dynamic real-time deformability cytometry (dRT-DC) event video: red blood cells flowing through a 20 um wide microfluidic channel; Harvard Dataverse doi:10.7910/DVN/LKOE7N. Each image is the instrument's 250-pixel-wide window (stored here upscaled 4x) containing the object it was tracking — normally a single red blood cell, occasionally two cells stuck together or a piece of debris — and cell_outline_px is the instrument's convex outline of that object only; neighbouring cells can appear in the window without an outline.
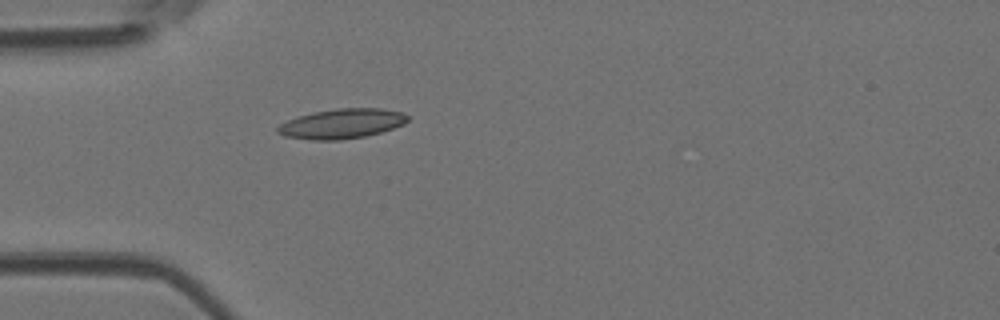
{"species": "Egyptian fruit bat (a non-hibernating species)", "species_latin": "Rousettus aegyptiacus", "temperature_condition": "room temperature", "stored_images_in_passage": 5, "camera_frame_rate_fps": 3000, "um_per_image_px": 0.085, "animal": {"sex": "female"}, "frame": {"image": 1, "passage_image": 5, "time_ms": 1.333, "image_size_px": [1000, 320], "cell_outline_px": [[408, 120], [404, 124], [380, 132], [364, 136], [340, 140], [312, 140], [284, 136], [276, 132], [276, 128], [280, 124], [296, 116], [312, 112], [336, 108], [380, 108], [404, 112], [408, 116]], "centroid_in_image_um": [29.03, 10.5], "position_along_channel_um": 56.0, "area_um2": 22.66}}